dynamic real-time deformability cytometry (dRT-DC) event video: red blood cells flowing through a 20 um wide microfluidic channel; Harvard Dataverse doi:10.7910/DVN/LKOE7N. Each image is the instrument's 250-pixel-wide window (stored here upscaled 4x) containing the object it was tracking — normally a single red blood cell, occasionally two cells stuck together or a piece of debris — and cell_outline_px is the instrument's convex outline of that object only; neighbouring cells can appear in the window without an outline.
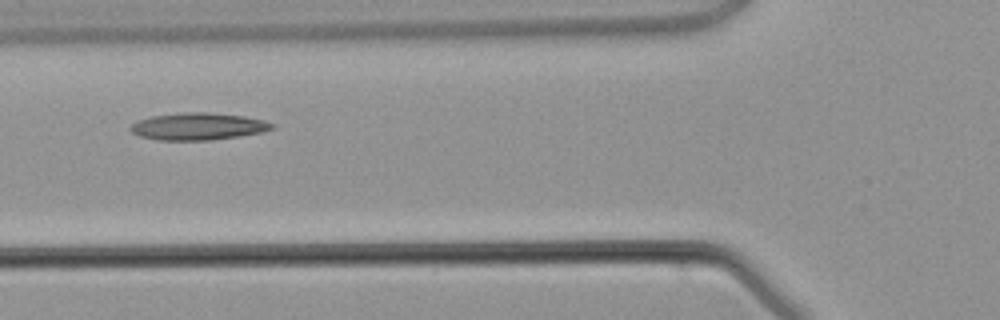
{"species": "common noctule bat (a hibernating species)", "species_latin": "Nyctalus noctula", "temperature_condition": "warm", "stored_images_in_passage": 2, "camera_frame_rate_fps": 3000, "um_per_image_px": 0.085, "animal": {"sex": "male", "body_mass_g": 21.5, "forearm_length_mm": 52.0}, "frame": {"image": 1, "passage_image": 2, "time_ms": 1.0, "image_size_px": [1000, 320], "cell_outline_px": [[276, 128], [260, 132], [240, 136], [208, 140], [156, 140], [140, 136], [132, 132], [128, 128], [136, 120], [152, 116], [184, 112], [208, 112], [244, 116], [264, 120], [276, 124]], "centroid_in_image_um": [16.84, 10.74], "position_along_channel_um": 109.0, "area_um2": 22.48}}